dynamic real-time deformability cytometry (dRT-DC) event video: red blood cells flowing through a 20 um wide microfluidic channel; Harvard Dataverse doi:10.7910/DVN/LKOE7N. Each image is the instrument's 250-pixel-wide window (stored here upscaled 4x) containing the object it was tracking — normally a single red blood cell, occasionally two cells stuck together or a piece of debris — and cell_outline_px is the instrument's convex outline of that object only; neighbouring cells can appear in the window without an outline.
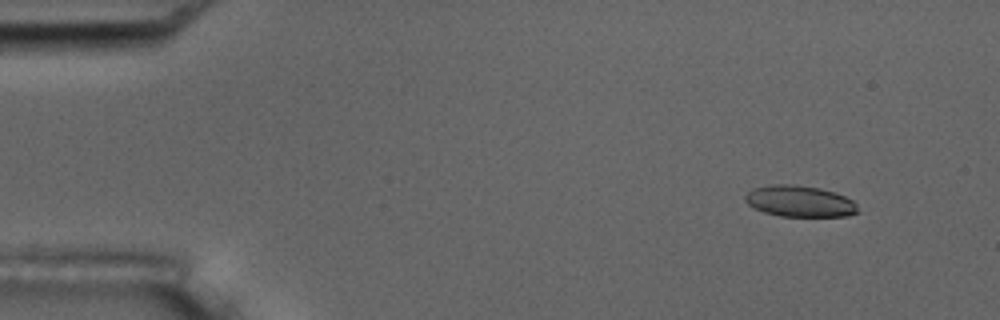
{"species": "common noctule bat (a hibernating species)", "species_latin": "Nyctalus noctula", "temperature_condition": "room temperature", "stored_images_in_passage": 5, "camera_frame_rate_fps": 3000, "um_per_image_px": 0.085, "animal": {"sex": "male", "body_mass_g": 17.5, "forearm_length_mm": 52.3}, "frame": {"image": 1, "passage_image": 2, "time_ms": 1.333, "image_size_px": [1000, 320], "cell_outline_px": [[860, 212], [848, 216], [780, 216], [764, 212], [748, 204], [744, 200], [744, 196], [752, 188], [772, 184], [792, 184], [820, 188], [836, 192], [852, 200], [856, 204]], "centroid_in_image_um": [67.98, 17.1], "position_along_channel_um": 17.0, "area_um2": 20.63}}
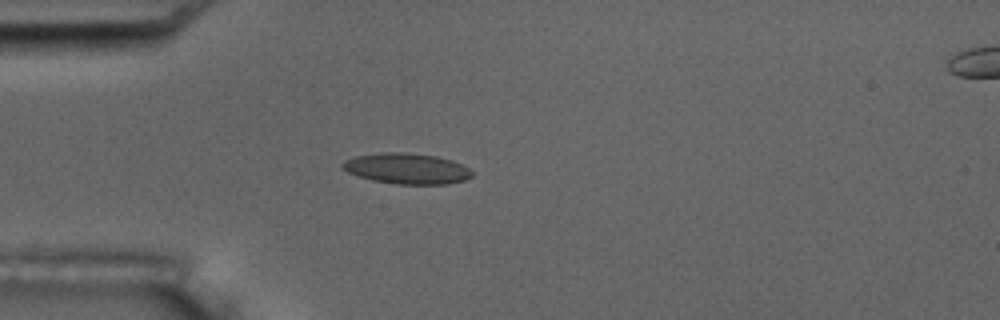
{"frame": {"image": 2, "passage_image": 4, "time_ms": 4.667, "image_size_px": [1000, 320], "cell_outline_px": [[472, 176], [464, 180], [448, 184], [396, 184], [372, 180], [348, 172], [340, 168], [340, 164], [344, 160], [356, 156], [384, 152], [408, 152], [436, 156], [452, 160], [468, 168], [472, 172]], "centroid_in_image_um": [34.55, 14.32], "position_along_channel_um": 50.4, "area_um2": 23.18}}